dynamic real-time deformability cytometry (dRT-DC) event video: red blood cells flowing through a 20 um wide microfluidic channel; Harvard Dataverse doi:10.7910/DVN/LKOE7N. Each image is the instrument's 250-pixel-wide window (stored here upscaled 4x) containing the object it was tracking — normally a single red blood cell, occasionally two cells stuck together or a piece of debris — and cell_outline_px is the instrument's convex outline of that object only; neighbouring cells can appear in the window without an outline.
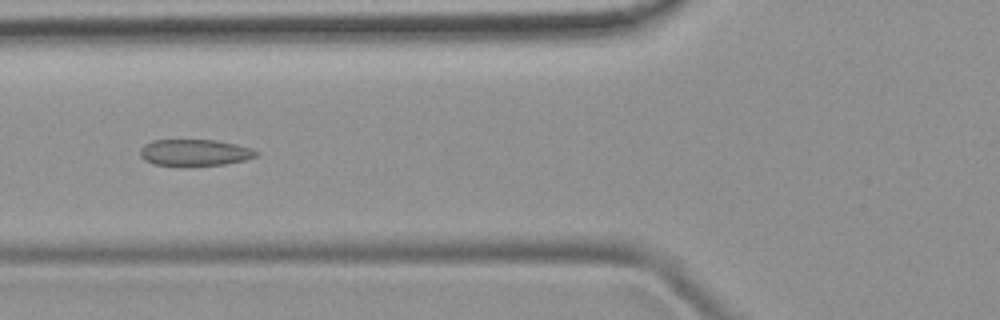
{"species": "common noctule bat (a hibernating species)", "species_latin": "Nyctalus noctula", "temperature_condition": "room temperature", "stored_images_in_passage": 48, "camera_frame_rate_fps": 3000, "um_per_image_px": 0.085, "animal": {"sex": "female", "body_mass_g": 19.9}, "frame": {"image": 1, "passage_image": 18, "time_ms": 5.667, "image_size_px": [1000, 320], "cell_outline_px": [[260, 152], [256, 156], [244, 160], [224, 164], [156, 164], [144, 160], [140, 156], [140, 148], [144, 144], [152, 140], [216, 140], [236, 144], [252, 148]], "centroid_in_image_um": [16.56, 12.93], "position_along_channel_um": 109.2, "area_um2": 17.51}}
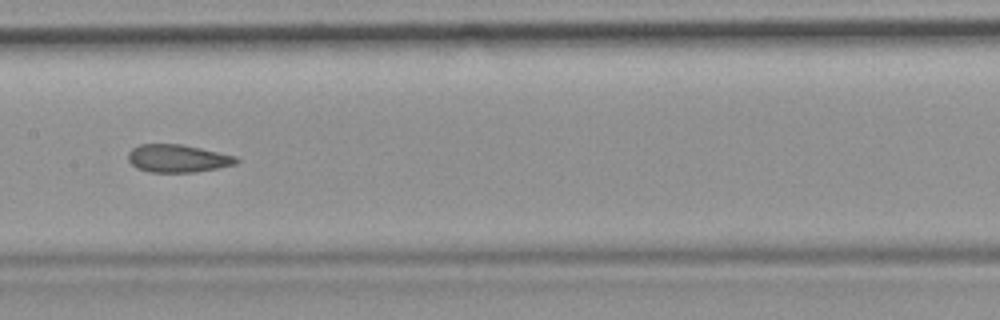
{"frame": {"image": 2, "passage_image": 24, "time_ms": 7.667, "image_size_px": [1000, 320], "cell_outline_px": [[240, 160], [236, 164], [216, 168], [192, 172], [148, 172], [136, 168], [128, 160], [128, 152], [132, 148], [140, 144], [180, 144], [200, 148], [236, 156]], "centroid_in_image_um": [15.08, 13.46], "position_along_channel_um": 192.3, "area_um2": 17.46}}
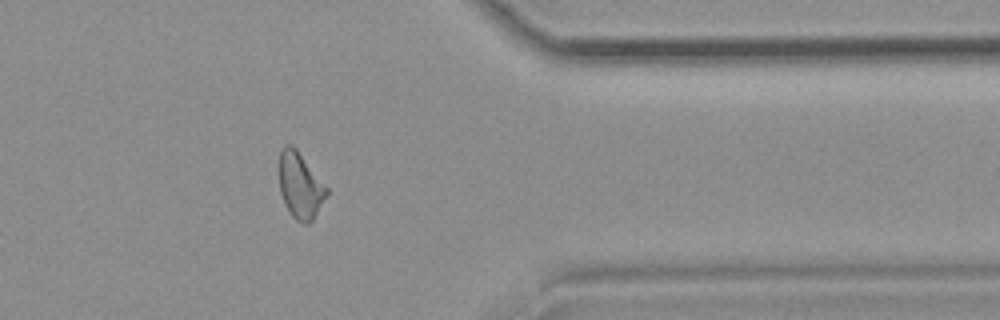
{"frame": {"image": 3, "passage_image": 39, "time_ms": 12.667, "image_size_px": [1000, 320], "cell_outline_px": [[328, 196], [312, 220], [308, 224], [304, 224], [296, 220], [292, 216], [284, 204], [280, 192], [280, 152], [288, 144], [292, 144], [296, 148], [328, 188]], "centroid_in_image_um": [25.54, 15.8], "position_along_channel_um": 385.9, "area_um2": 18.15}}